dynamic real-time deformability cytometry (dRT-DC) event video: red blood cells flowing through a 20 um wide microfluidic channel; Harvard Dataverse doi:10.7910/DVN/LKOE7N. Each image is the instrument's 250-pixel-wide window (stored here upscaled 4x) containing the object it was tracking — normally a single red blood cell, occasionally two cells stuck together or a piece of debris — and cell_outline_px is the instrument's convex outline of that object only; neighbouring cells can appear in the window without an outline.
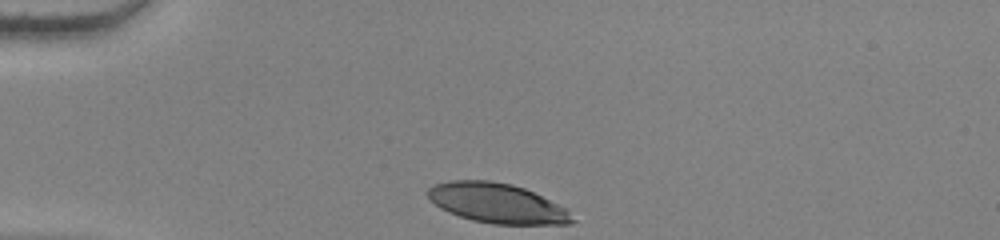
{"species": "human", "species_latin": "Homo sapiens", "temperature_condition": "warm", "stored_images_in_passage": 32, "camera_frame_rate_fps": 3000, "um_per_image_px": 0.085, "donor": {"sex": "female"}, "frame": {"image": 1, "passage_image": 1, "time_ms": 0.0, "image_size_px": [1000, 240], "cell_outline_px": [[576, 220], [572, 224], [492, 224], [472, 220], [448, 212], [440, 208], [428, 196], [428, 188], [436, 184], [448, 180], [488, 180], [512, 184], [524, 188], [568, 208]], "centroid_in_image_um": [42.3, 17.28], "position_along_channel_um": 42.7, "area_um2": 33.52}}
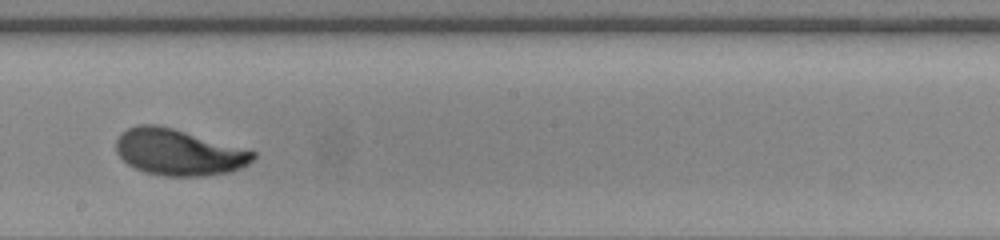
{"frame": {"image": 2, "passage_image": 19, "time_ms": 6.0, "image_size_px": [1000, 240], "cell_outline_px": [[256, 156], [248, 164], [232, 172], [204, 176], [164, 176], [144, 172], [128, 164], [116, 152], [116, 140], [120, 132], [136, 124], [156, 124], [172, 128], [256, 152]], "centroid_in_image_um": [15.15, 12.94], "position_along_channel_um": 233.1, "area_um2": 36.82}}
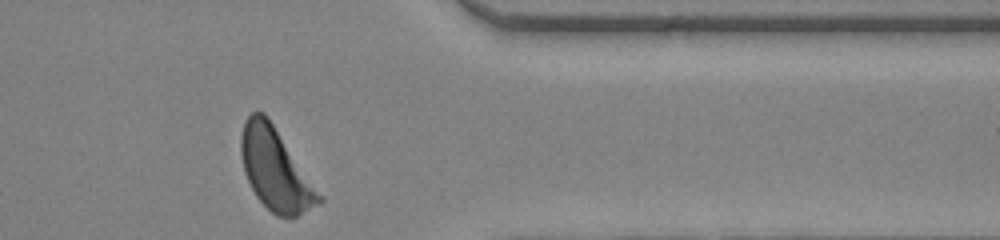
{"frame": {"image": 3, "passage_image": 32, "time_ms": 10.333, "image_size_px": [1000, 240], "cell_outline_px": [[324, 200], [320, 204], [292, 220], [288, 220], [276, 216], [256, 196], [244, 172], [240, 152], [240, 136], [244, 120], [252, 112], [264, 112], [268, 116], [324, 196]], "centroid_in_image_um": [23.45, 14.43], "position_along_channel_um": 388.0, "area_um2": 37.86}, "authors_computed_cell_mechanics": {"area_um2": 36.6163, "velocity_mm_per_s": 3.8192, "shape_relaxation_time_tau1_ms": 2.7746, "shape_relaxation_time_tau2_ms": 0.82, "deformation_change_tau1": 0.1746, "deformation_change_tau2": 0.0483}}